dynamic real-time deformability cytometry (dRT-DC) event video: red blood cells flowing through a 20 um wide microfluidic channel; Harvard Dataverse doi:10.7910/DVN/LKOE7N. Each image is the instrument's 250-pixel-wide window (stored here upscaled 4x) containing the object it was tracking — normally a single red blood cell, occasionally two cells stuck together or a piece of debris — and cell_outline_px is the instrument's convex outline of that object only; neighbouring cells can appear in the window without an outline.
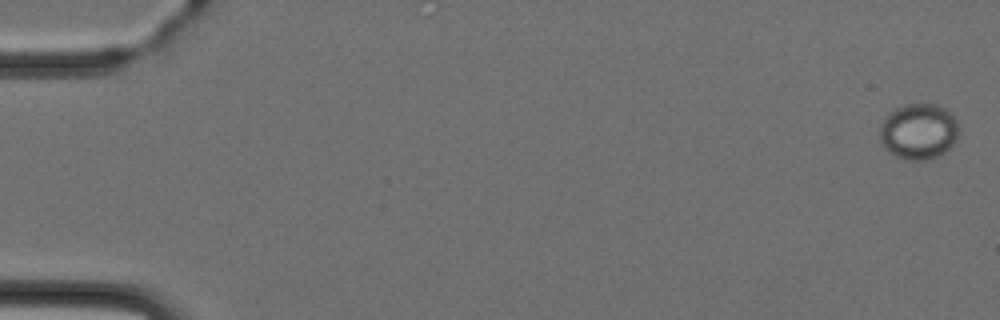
{"species": "Egyptian fruit bat (a non-hibernating species)", "species_latin": "Rousettus aegyptiacus", "temperature_condition": "cold", "stored_images_in_passage": 4, "camera_frame_rate_fps": 3000, "um_per_image_px": 0.085, "animal": {"sex": "female"}, "frame": {"image": 1, "passage_image": 1, "time_ms": 0.0, "image_size_px": [1000, 320], "cell_outline_px": [[960, 132], [956, 140], [944, 152], [936, 156], [924, 160], [908, 160], [896, 156], [884, 148], [880, 144], [880, 124], [888, 112], [904, 104], [936, 104], [952, 112], [960, 128]], "centroid_in_image_um": [78.08, 11.15], "position_along_channel_um": 6.9, "area_um2": 26.01}}